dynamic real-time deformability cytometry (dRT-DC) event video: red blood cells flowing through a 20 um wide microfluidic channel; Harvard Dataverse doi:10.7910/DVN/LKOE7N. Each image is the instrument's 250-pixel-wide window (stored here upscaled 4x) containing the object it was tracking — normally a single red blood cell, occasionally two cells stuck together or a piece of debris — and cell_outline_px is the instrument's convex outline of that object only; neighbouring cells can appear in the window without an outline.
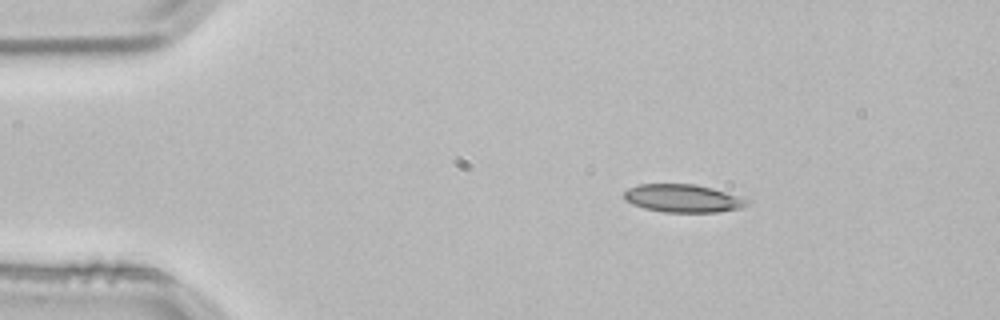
{"species": "common noctule bat (a hibernating species)", "species_latin": "Nyctalus noctula", "temperature_condition": "room temperature", "stored_images_in_passage": 2, "camera_frame_rate_fps": 3000, "um_per_image_px": 0.085, "animal": {"sex": "male", "body_mass_g": 21.5, "forearm_length_mm": 52.0}, "frame": {"image": 1, "passage_image": 1, "time_ms": 0.0, "image_size_px": [1000, 320], "cell_outline_px": [[752, 200], [748, 204], [740, 208], [716, 212], [664, 212], [644, 208], [632, 204], [624, 200], [624, 192], [628, 188], [640, 184], [696, 184], [712, 188]], "centroid_in_image_um": [58.04, 16.86], "position_along_channel_um": 27.0, "area_um2": 20.06}}